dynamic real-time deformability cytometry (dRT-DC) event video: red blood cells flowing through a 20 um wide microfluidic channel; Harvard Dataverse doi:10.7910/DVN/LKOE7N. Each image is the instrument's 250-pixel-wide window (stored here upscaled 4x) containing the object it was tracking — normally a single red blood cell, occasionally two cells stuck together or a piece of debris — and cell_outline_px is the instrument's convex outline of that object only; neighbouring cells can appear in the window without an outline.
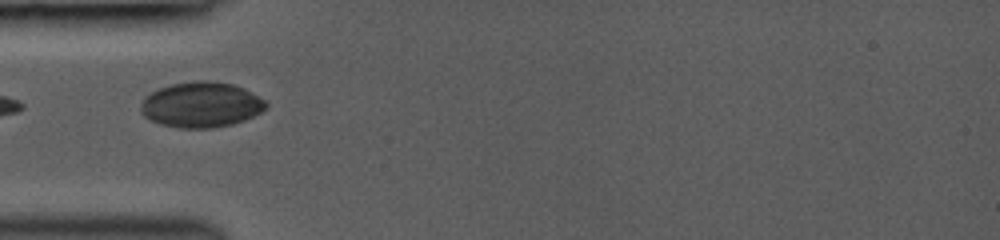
{"species": "common noctule bat (a hibernating species)", "species_latin": "Nyctalus noctula", "temperature_condition": "room temperature", "stored_images_in_passage": 12, "camera_frame_rate_fps": 3000, "um_per_image_px": 0.085, "animal": {"sex": "female", "body_mass_g": 19.0, "forearm_length_mm": 53.3}, "frame": {"image": 1, "passage_image": 1, "time_ms": 0.0, "image_size_px": [1000, 240], "cell_outline_px": [[268, 108], [244, 120], [232, 124], [212, 128], [176, 128], [160, 124], [144, 116], [140, 112], [140, 104], [144, 96], [160, 88], [172, 84], [200, 80], [208, 80], [232, 84], [244, 88], [252, 92], [264, 100], [268, 104]], "centroid_in_image_um": [17.09, 8.9], "position_along_channel_um": 67.9, "area_um2": 33.23}}